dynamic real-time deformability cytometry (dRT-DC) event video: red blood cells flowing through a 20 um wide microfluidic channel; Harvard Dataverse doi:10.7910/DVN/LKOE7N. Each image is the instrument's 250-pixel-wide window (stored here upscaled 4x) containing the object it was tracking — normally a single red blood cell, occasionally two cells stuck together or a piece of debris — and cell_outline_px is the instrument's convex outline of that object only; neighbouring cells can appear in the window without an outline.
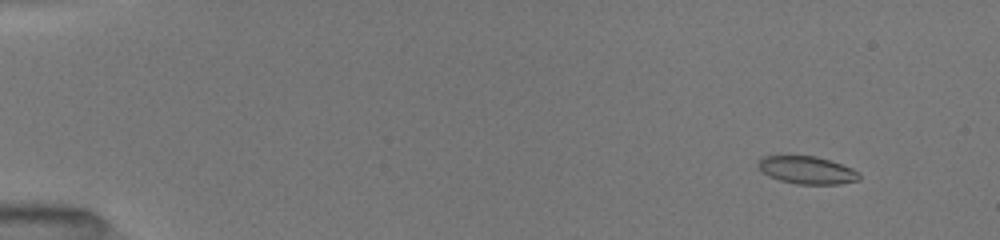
{"species": "common noctule bat (a hibernating species)", "species_latin": "Nyctalus noctula", "temperature_condition": "room temperature", "stored_images_in_passage": 13, "camera_frame_rate_fps": 3000, "um_per_image_px": 0.085, "animal": {"sex": "female", "body_mass_g": 19.5, "forearm_length_mm": 54.1}, "frame": {"image": 1, "passage_image": 3, "time_ms": 1.667, "image_size_px": [1000, 240], "cell_outline_px": [[860, 180], [840, 184], [796, 184], [780, 180], [768, 176], [756, 164], [764, 156], [816, 156], [852, 168], [860, 172]], "centroid_in_image_um": [68.62, 14.47], "position_along_channel_um": 16.4, "area_um2": 16.18}}
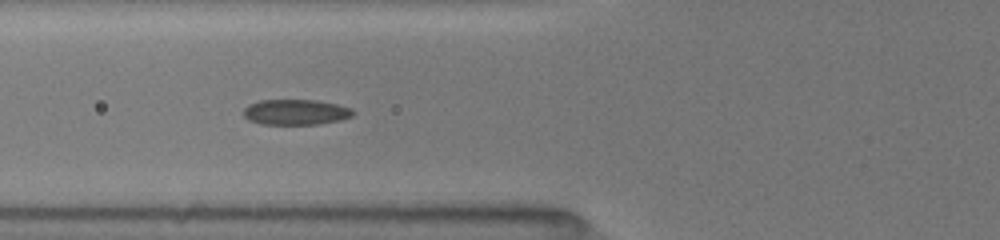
{"frame": {"image": 2, "passage_image": 9, "time_ms": 7.0, "image_size_px": [1000, 240], "cell_outline_px": [[356, 112], [352, 116], [340, 120], [320, 124], [260, 124], [248, 120], [244, 116], [244, 108], [248, 104], [260, 100], [316, 100], [336, 104], [352, 108]], "centroid_in_image_um": [25.14, 9.53], "position_along_channel_um": 100.7, "area_um2": 16.36}}
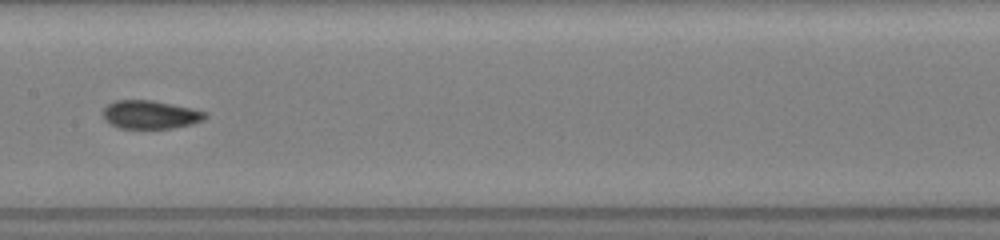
{"frame": {"image": 3, "passage_image": 12, "time_ms": 9.333, "image_size_px": [1000, 240], "cell_outline_px": [[208, 116], [204, 120], [192, 124], [172, 128], [120, 128], [104, 120], [104, 108], [108, 104], [116, 100], [152, 100], [192, 108], [208, 112]], "centroid_in_image_um": [12.82, 9.74], "position_along_channel_um": 194.6, "area_um2": 16.88}}